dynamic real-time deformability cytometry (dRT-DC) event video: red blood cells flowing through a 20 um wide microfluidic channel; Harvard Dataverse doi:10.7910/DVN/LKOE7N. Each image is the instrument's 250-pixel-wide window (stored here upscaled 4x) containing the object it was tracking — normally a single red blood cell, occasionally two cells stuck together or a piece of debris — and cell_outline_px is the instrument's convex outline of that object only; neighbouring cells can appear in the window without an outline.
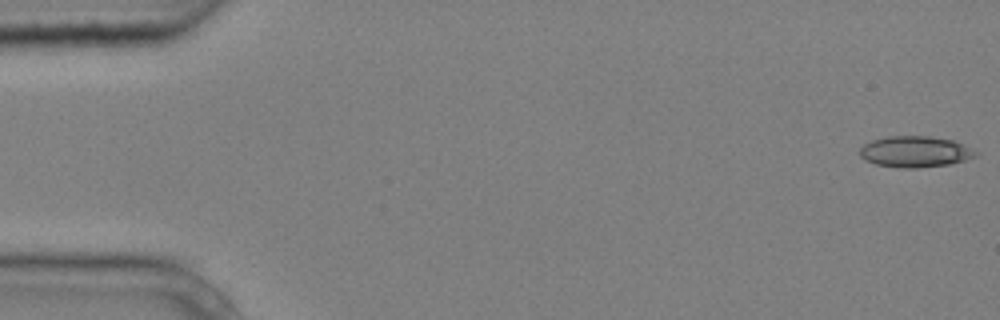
{"species": "common noctule bat (a hibernating species)", "species_latin": "Nyctalus noctula", "temperature_condition": "cold", "stored_images_in_passage": 5, "camera_frame_rate_fps": 3000, "um_per_image_px": 0.085, "animal": {"sex": "male", "body_mass_g": 20.4}, "frame": {"image": 1, "passage_image": 1, "time_ms": 0.0, "image_size_px": [1000, 320], "cell_outline_px": [[980, 152], [976, 156], [964, 160], [948, 164], [916, 168], [900, 168], [876, 164], [864, 160], [860, 156], [860, 148], [864, 144], [872, 140], [888, 136], [928, 136], [952, 140], [964, 144]], "centroid_in_image_um": [77.79, 12.89], "position_along_channel_um": 7.2, "area_um2": 21.04}}
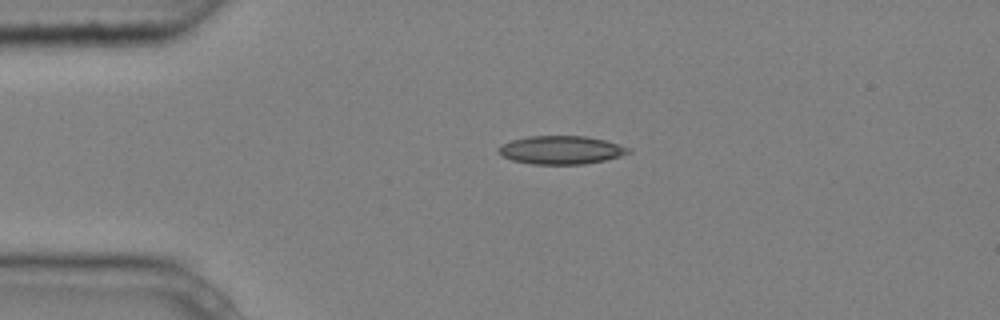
{"frame": {"image": 2, "passage_image": 4, "time_ms": 1.0, "image_size_px": [1000, 320], "cell_outline_px": [[632, 152], [620, 156], [604, 160], [584, 164], [532, 164], [512, 160], [500, 156], [496, 152], [496, 148], [500, 144], [512, 140], [528, 136], [584, 136], [604, 140], [632, 148]], "centroid_in_image_um": [47.64, 12.75], "position_along_channel_um": 37.4, "area_um2": 21.62}}